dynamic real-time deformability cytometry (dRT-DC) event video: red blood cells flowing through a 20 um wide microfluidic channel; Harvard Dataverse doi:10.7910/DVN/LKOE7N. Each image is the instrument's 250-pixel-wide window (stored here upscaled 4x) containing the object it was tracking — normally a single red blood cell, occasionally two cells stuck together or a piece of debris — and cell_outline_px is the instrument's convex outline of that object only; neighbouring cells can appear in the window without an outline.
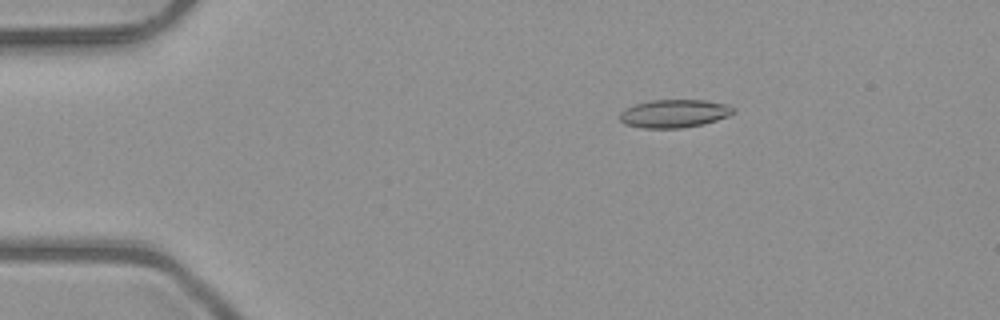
{"species": "common noctule bat (a hibernating species)", "species_latin": "Nyctalus noctula", "temperature_condition": "room temperature", "stored_images_in_passage": 51, "camera_frame_rate_fps": 3000, "um_per_image_px": 0.085, "animal": {"sex": "male", "body_mass_g": 23.1, "forearm_length_mm": 52.7}, "frame": {"image": 1, "passage_image": 9, "time_ms": 2.667, "image_size_px": [1000, 320], "cell_outline_px": [[736, 112], [728, 116], [704, 124], [680, 128], [640, 128], [624, 124], [620, 120], [620, 112], [636, 104], [652, 100], [704, 100], [728, 104], [736, 108]], "centroid_in_image_um": [57.35, 9.65], "position_along_channel_um": 27.7, "area_um2": 18.67}}
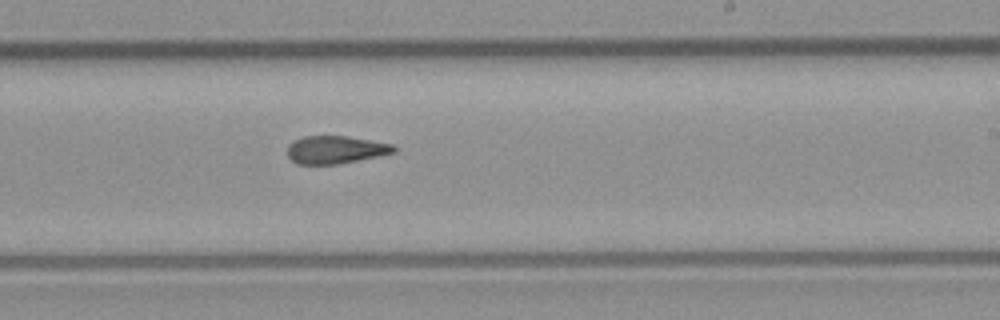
{"frame": {"image": 2, "passage_image": 31, "time_ms": 10.0, "image_size_px": [1000, 320], "cell_outline_px": [[396, 152], [336, 164], [296, 164], [288, 156], [288, 144], [292, 140], [304, 136], [348, 136], [392, 144], [396, 148]], "centroid_in_image_um": [28.48, 12.71], "position_along_channel_um": 260.5, "area_um2": 17.11}}
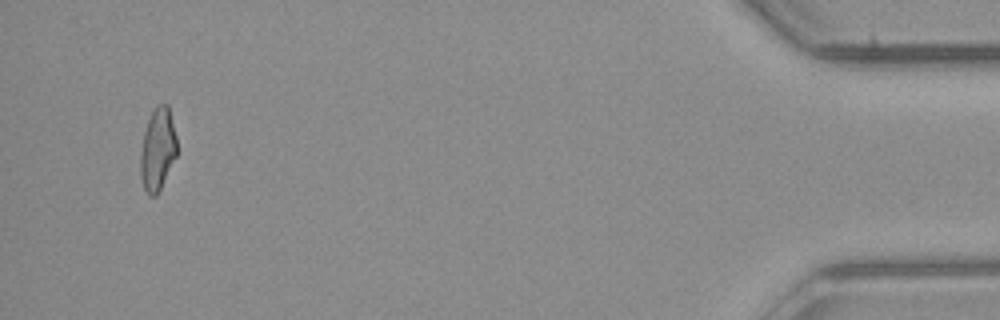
{"frame": {"image": 3, "passage_image": 49, "time_ms": 16.0, "image_size_px": [1000, 320], "cell_outline_px": [[176, 156], [156, 196], [148, 196], [144, 188], [140, 176], [140, 152], [144, 132], [148, 120], [156, 104], [168, 104], [176, 136]], "centroid_in_image_um": [13.38, 12.69], "position_along_channel_um": 421.8, "area_um2": 17.4}, "authors_computed_cell_mechanics": {"area_um2": 18.1492, "velocity_mm_per_s": 4.0703, "shape_relaxation_time_tau1_ms": null, "shape_relaxation_time_tau2_ms": 3.398, "deformation_change_tau1": null, "deformation_change_tau2": 0.133}}